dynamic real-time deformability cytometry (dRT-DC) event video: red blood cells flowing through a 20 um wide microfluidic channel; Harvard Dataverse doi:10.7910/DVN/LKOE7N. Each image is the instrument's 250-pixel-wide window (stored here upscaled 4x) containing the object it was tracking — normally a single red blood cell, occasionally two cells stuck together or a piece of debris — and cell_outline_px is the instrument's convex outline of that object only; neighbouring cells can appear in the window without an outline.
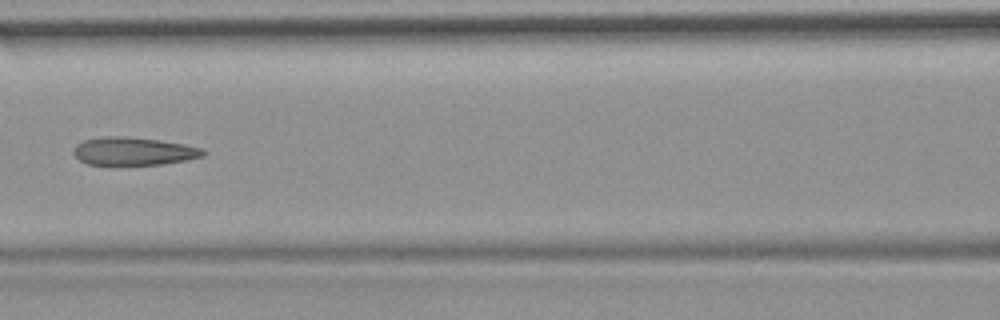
{"species": "common noctule bat (a hibernating species)", "species_latin": "Nyctalus noctula", "temperature_condition": "room temperature", "stored_images_in_passage": 9, "camera_frame_rate_fps": 3000, "um_per_image_px": 0.085, "animal": {"sex": "female", "body_mass_g": 19.9}, "frame": {"image": 1, "passage_image": 6, "time_ms": 6.667, "image_size_px": [1000, 320], "cell_outline_px": [[204, 156], [188, 160], [164, 164], [112, 168], [88, 164], [80, 160], [72, 152], [72, 148], [76, 144], [84, 140], [104, 136], [128, 136], [160, 140], [184, 144], [204, 148]], "centroid_in_image_um": [11.31, 12.9], "position_along_channel_um": 155.3, "area_um2": 22.31}}
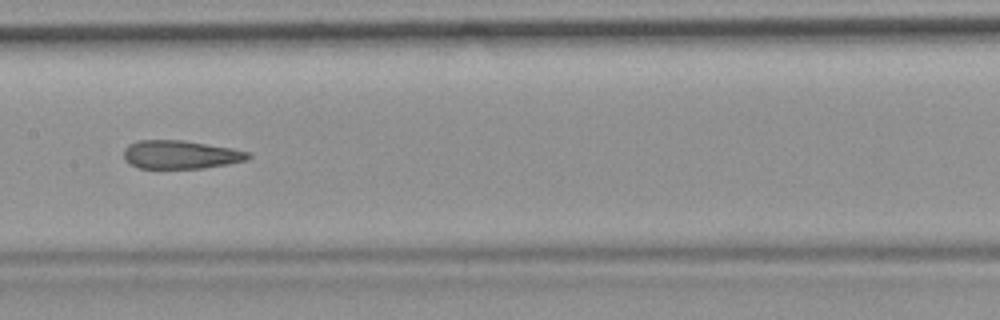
{"frame": {"image": 2, "passage_image": 7, "time_ms": 7.667, "image_size_px": [1000, 320], "cell_outline_px": [[252, 156], [248, 160], [228, 164], [204, 168], [140, 168], [128, 164], [124, 160], [124, 148], [128, 144], [136, 140], [184, 140], [232, 148], [248, 152]], "centroid_in_image_um": [15.33, 13.14], "position_along_channel_um": 192.1, "area_um2": 20.81}}